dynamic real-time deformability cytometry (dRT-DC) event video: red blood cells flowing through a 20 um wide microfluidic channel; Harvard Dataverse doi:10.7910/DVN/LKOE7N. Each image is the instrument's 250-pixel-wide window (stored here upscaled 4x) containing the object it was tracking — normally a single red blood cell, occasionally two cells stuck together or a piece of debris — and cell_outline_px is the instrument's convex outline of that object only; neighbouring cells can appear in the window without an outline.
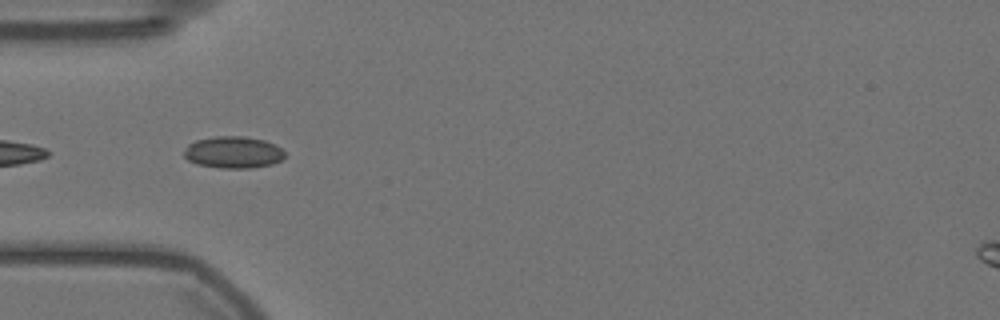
{"species": "Egyptian fruit bat (a non-hibernating species)", "species_latin": "Rousettus aegyptiacus", "temperature_condition": "warm", "stored_images_in_passage": 41, "camera_frame_rate_fps": 3000, "um_per_image_px": 0.085, "animal": {"sex": "female"}, "frame": {"image": 1, "passage_image": 2, "time_ms": 0.333, "image_size_px": [1000, 320], "cell_outline_px": [[284, 156], [280, 160], [272, 164], [252, 168], [220, 168], [196, 164], [188, 160], [184, 156], [184, 152], [188, 144], [196, 140], [216, 136], [244, 136], [264, 140], [276, 144], [284, 152]], "centroid_in_image_um": [19.82, 12.94], "position_along_channel_um": 65.2, "area_um2": 18.73}}
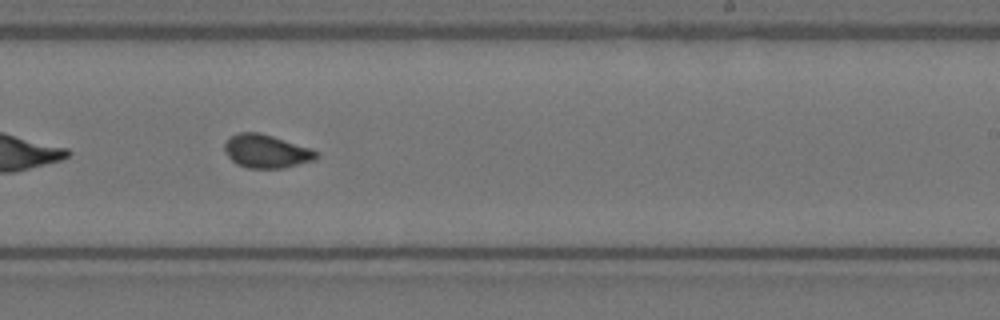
{"frame": {"image": 2, "passage_image": 19, "time_ms": 6.0, "image_size_px": [1000, 320], "cell_outline_px": [[320, 156], [316, 160], [284, 168], [248, 168], [236, 164], [228, 156], [224, 148], [224, 144], [232, 136], [240, 132], [260, 132], [312, 148]], "centroid_in_image_um": [22.68, 12.86], "position_along_channel_um": 266.3, "area_um2": 17.92}}
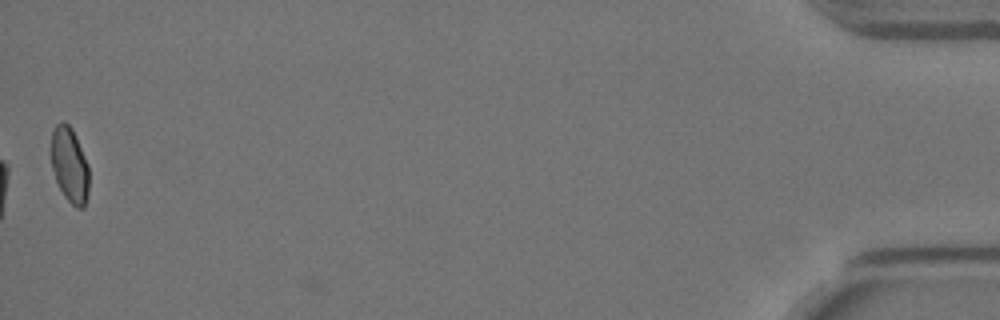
{"frame": {"image": 3, "passage_image": 41, "time_ms": 13.333, "image_size_px": [1000, 320], "cell_outline_px": [[88, 196], [84, 208], [76, 208], [64, 196], [56, 180], [52, 168], [52, 132], [56, 124], [64, 120], [72, 128], [76, 136], [88, 164]], "centroid_in_image_um": [5.93, 14.03], "position_along_channel_um": 429.3, "area_um2": 16.53}}